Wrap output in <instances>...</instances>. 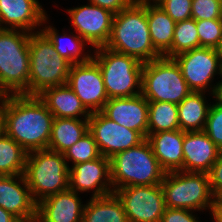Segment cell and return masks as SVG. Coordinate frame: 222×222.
Masks as SVG:
<instances>
[{
	"instance_id": "1",
	"label": "cell",
	"mask_w": 222,
	"mask_h": 222,
	"mask_svg": "<svg viewBox=\"0 0 222 222\" xmlns=\"http://www.w3.org/2000/svg\"><path fill=\"white\" fill-rule=\"evenodd\" d=\"M54 118L39 96H2V130L27 153L48 149Z\"/></svg>"
},
{
	"instance_id": "2",
	"label": "cell",
	"mask_w": 222,
	"mask_h": 222,
	"mask_svg": "<svg viewBox=\"0 0 222 222\" xmlns=\"http://www.w3.org/2000/svg\"><path fill=\"white\" fill-rule=\"evenodd\" d=\"M105 47L146 63L161 57L154 49L147 21V4L133 2L115 14Z\"/></svg>"
},
{
	"instance_id": "3",
	"label": "cell",
	"mask_w": 222,
	"mask_h": 222,
	"mask_svg": "<svg viewBox=\"0 0 222 222\" xmlns=\"http://www.w3.org/2000/svg\"><path fill=\"white\" fill-rule=\"evenodd\" d=\"M30 33L0 29V96L29 95Z\"/></svg>"
},
{
	"instance_id": "4",
	"label": "cell",
	"mask_w": 222,
	"mask_h": 222,
	"mask_svg": "<svg viewBox=\"0 0 222 222\" xmlns=\"http://www.w3.org/2000/svg\"><path fill=\"white\" fill-rule=\"evenodd\" d=\"M113 190L127 186L161 184L165 171L145 138L137 146L116 153L110 158Z\"/></svg>"
},
{
	"instance_id": "5",
	"label": "cell",
	"mask_w": 222,
	"mask_h": 222,
	"mask_svg": "<svg viewBox=\"0 0 222 222\" xmlns=\"http://www.w3.org/2000/svg\"><path fill=\"white\" fill-rule=\"evenodd\" d=\"M29 96L67 84L71 63L56 53L53 43L42 32L30 33Z\"/></svg>"
},
{
	"instance_id": "6",
	"label": "cell",
	"mask_w": 222,
	"mask_h": 222,
	"mask_svg": "<svg viewBox=\"0 0 222 222\" xmlns=\"http://www.w3.org/2000/svg\"><path fill=\"white\" fill-rule=\"evenodd\" d=\"M92 59L99 65L108 99L141 94L143 62L105 46L94 49Z\"/></svg>"
},
{
	"instance_id": "7",
	"label": "cell",
	"mask_w": 222,
	"mask_h": 222,
	"mask_svg": "<svg viewBox=\"0 0 222 222\" xmlns=\"http://www.w3.org/2000/svg\"><path fill=\"white\" fill-rule=\"evenodd\" d=\"M24 176L36 203L69 189V167L63 153L49 149L29 152Z\"/></svg>"
},
{
	"instance_id": "8",
	"label": "cell",
	"mask_w": 222,
	"mask_h": 222,
	"mask_svg": "<svg viewBox=\"0 0 222 222\" xmlns=\"http://www.w3.org/2000/svg\"><path fill=\"white\" fill-rule=\"evenodd\" d=\"M191 92L174 58L161 56L143 64L141 94L148 102L178 105Z\"/></svg>"
},
{
	"instance_id": "9",
	"label": "cell",
	"mask_w": 222,
	"mask_h": 222,
	"mask_svg": "<svg viewBox=\"0 0 222 222\" xmlns=\"http://www.w3.org/2000/svg\"><path fill=\"white\" fill-rule=\"evenodd\" d=\"M161 187L165 206L193 211H209L215 198L208 173L173 171L165 173Z\"/></svg>"
},
{
	"instance_id": "10",
	"label": "cell",
	"mask_w": 222,
	"mask_h": 222,
	"mask_svg": "<svg viewBox=\"0 0 222 222\" xmlns=\"http://www.w3.org/2000/svg\"><path fill=\"white\" fill-rule=\"evenodd\" d=\"M173 58L179 64L188 87L193 92H206L213 98L215 84L218 83H213L214 77H221L222 69L217 50L198 47L177 54Z\"/></svg>"
},
{
	"instance_id": "11",
	"label": "cell",
	"mask_w": 222,
	"mask_h": 222,
	"mask_svg": "<svg viewBox=\"0 0 222 222\" xmlns=\"http://www.w3.org/2000/svg\"><path fill=\"white\" fill-rule=\"evenodd\" d=\"M113 193L122 203L129 222H160L166 208L161 184L127 186Z\"/></svg>"
},
{
	"instance_id": "12",
	"label": "cell",
	"mask_w": 222,
	"mask_h": 222,
	"mask_svg": "<svg viewBox=\"0 0 222 222\" xmlns=\"http://www.w3.org/2000/svg\"><path fill=\"white\" fill-rule=\"evenodd\" d=\"M71 26L90 48L104 47L111 34L115 14L110 10L88 3L66 9Z\"/></svg>"
},
{
	"instance_id": "13",
	"label": "cell",
	"mask_w": 222,
	"mask_h": 222,
	"mask_svg": "<svg viewBox=\"0 0 222 222\" xmlns=\"http://www.w3.org/2000/svg\"><path fill=\"white\" fill-rule=\"evenodd\" d=\"M67 85L90 112H100L109 100L99 65L91 58L71 65Z\"/></svg>"
},
{
	"instance_id": "14",
	"label": "cell",
	"mask_w": 222,
	"mask_h": 222,
	"mask_svg": "<svg viewBox=\"0 0 222 222\" xmlns=\"http://www.w3.org/2000/svg\"><path fill=\"white\" fill-rule=\"evenodd\" d=\"M89 132L97 144L100 154L112 158L116 153L137 146L144 138L137 132L125 128L107 118L101 111L91 113Z\"/></svg>"
},
{
	"instance_id": "15",
	"label": "cell",
	"mask_w": 222,
	"mask_h": 222,
	"mask_svg": "<svg viewBox=\"0 0 222 222\" xmlns=\"http://www.w3.org/2000/svg\"><path fill=\"white\" fill-rule=\"evenodd\" d=\"M69 189L78 194L92 192L91 198L112 194L110 158L101 155L97 159L70 167Z\"/></svg>"
},
{
	"instance_id": "16",
	"label": "cell",
	"mask_w": 222,
	"mask_h": 222,
	"mask_svg": "<svg viewBox=\"0 0 222 222\" xmlns=\"http://www.w3.org/2000/svg\"><path fill=\"white\" fill-rule=\"evenodd\" d=\"M0 207L21 222L36 220L37 203L32 198L24 174L0 175Z\"/></svg>"
},
{
	"instance_id": "17",
	"label": "cell",
	"mask_w": 222,
	"mask_h": 222,
	"mask_svg": "<svg viewBox=\"0 0 222 222\" xmlns=\"http://www.w3.org/2000/svg\"><path fill=\"white\" fill-rule=\"evenodd\" d=\"M40 4L39 0H0V29L41 31L48 14Z\"/></svg>"
},
{
	"instance_id": "18",
	"label": "cell",
	"mask_w": 222,
	"mask_h": 222,
	"mask_svg": "<svg viewBox=\"0 0 222 222\" xmlns=\"http://www.w3.org/2000/svg\"><path fill=\"white\" fill-rule=\"evenodd\" d=\"M117 124L137 131L144 139L148 134V101L142 94L111 98L101 111Z\"/></svg>"
},
{
	"instance_id": "19",
	"label": "cell",
	"mask_w": 222,
	"mask_h": 222,
	"mask_svg": "<svg viewBox=\"0 0 222 222\" xmlns=\"http://www.w3.org/2000/svg\"><path fill=\"white\" fill-rule=\"evenodd\" d=\"M71 189L58 192L37 203V222H82L85 203Z\"/></svg>"
},
{
	"instance_id": "20",
	"label": "cell",
	"mask_w": 222,
	"mask_h": 222,
	"mask_svg": "<svg viewBox=\"0 0 222 222\" xmlns=\"http://www.w3.org/2000/svg\"><path fill=\"white\" fill-rule=\"evenodd\" d=\"M222 151L202 131H184V172L209 173Z\"/></svg>"
},
{
	"instance_id": "21",
	"label": "cell",
	"mask_w": 222,
	"mask_h": 222,
	"mask_svg": "<svg viewBox=\"0 0 222 222\" xmlns=\"http://www.w3.org/2000/svg\"><path fill=\"white\" fill-rule=\"evenodd\" d=\"M146 139L159 165L166 173L184 171V131L179 129L147 134Z\"/></svg>"
},
{
	"instance_id": "22",
	"label": "cell",
	"mask_w": 222,
	"mask_h": 222,
	"mask_svg": "<svg viewBox=\"0 0 222 222\" xmlns=\"http://www.w3.org/2000/svg\"><path fill=\"white\" fill-rule=\"evenodd\" d=\"M38 96L55 118L89 119L91 115L67 84L47 88Z\"/></svg>"
},
{
	"instance_id": "23",
	"label": "cell",
	"mask_w": 222,
	"mask_h": 222,
	"mask_svg": "<svg viewBox=\"0 0 222 222\" xmlns=\"http://www.w3.org/2000/svg\"><path fill=\"white\" fill-rule=\"evenodd\" d=\"M49 17H47L42 25H44L41 31L48 37L53 43L56 53L61 57L69 61L72 65L76 63H84L92 58V48L85 52L86 45H89L83 38L74 32H68L64 30L63 33H59L53 24L48 25ZM53 26V27H52ZM89 52V53H88Z\"/></svg>"
},
{
	"instance_id": "24",
	"label": "cell",
	"mask_w": 222,
	"mask_h": 222,
	"mask_svg": "<svg viewBox=\"0 0 222 222\" xmlns=\"http://www.w3.org/2000/svg\"><path fill=\"white\" fill-rule=\"evenodd\" d=\"M147 21L154 49L171 58L176 22L157 3H147Z\"/></svg>"
},
{
	"instance_id": "25",
	"label": "cell",
	"mask_w": 222,
	"mask_h": 222,
	"mask_svg": "<svg viewBox=\"0 0 222 222\" xmlns=\"http://www.w3.org/2000/svg\"><path fill=\"white\" fill-rule=\"evenodd\" d=\"M210 103L206 92H191L178 105L179 129L185 132L204 130Z\"/></svg>"
},
{
	"instance_id": "26",
	"label": "cell",
	"mask_w": 222,
	"mask_h": 222,
	"mask_svg": "<svg viewBox=\"0 0 222 222\" xmlns=\"http://www.w3.org/2000/svg\"><path fill=\"white\" fill-rule=\"evenodd\" d=\"M88 131V119L54 118L48 149L64 153Z\"/></svg>"
},
{
	"instance_id": "27",
	"label": "cell",
	"mask_w": 222,
	"mask_h": 222,
	"mask_svg": "<svg viewBox=\"0 0 222 222\" xmlns=\"http://www.w3.org/2000/svg\"><path fill=\"white\" fill-rule=\"evenodd\" d=\"M89 198L85 203L82 222H129L122 203L114 193Z\"/></svg>"
},
{
	"instance_id": "28",
	"label": "cell",
	"mask_w": 222,
	"mask_h": 222,
	"mask_svg": "<svg viewBox=\"0 0 222 222\" xmlns=\"http://www.w3.org/2000/svg\"><path fill=\"white\" fill-rule=\"evenodd\" d=\"M27 155L16 141L0 131V175L24 174Z\"/></svg>"
},
{
	"instance_id": "29",
	"label": "cell",
	"mask_w": 222,
	"mask_h": 222,
	"mask_svg": "<svg viewBox=\"0 0 222 222\" xmlns=\"http://www.w3.org/2000/svg\"><path fill=\"white\" fill-rule=\"evenodd\" d=\"M179 130L177 104L148 102V134Z\"/></svg>"
},
{
	"instance_id": "30",
	"label": "cell",
	"mask_w": 222,
	"mask_h": 222,
	"mask_svg": "<svg viewBox=\"0 0 222 222\" xmlns=\"http://www.w3.org/2000/svg\"><path fill=\"white\" fill-rule=\"evenodd\" d=\"M200 47L195 19H188L175 24L171 58L185 51Z\"/></svg>"
},
{
	"instance_id": "31",
	"label": "cell",
	"mask_w": 222,
	"mask_h": 222,
	"mask_svg": "<svg viewBox=\"0 0 222 222\" xmlns=\"http://www.w3.org/2000/svg\"><path fill=\"white\" fill-rule=\"evenodd\" d=\"M63 155L69 168L78 163H85L101 156L95 139L89 131L68 148ZM69 162H72L73 165L70 166Z\"/></svg>"
},
{
	"instance_id": "32",
	"label": "cell",
	"mask_w": 222,
	"mask_h": 222,
	"mask_svg": "<svg viewBox=\"0 0 222 222\" xmlns=\"http://www.w3.org/2000/svg\"><path fill=\"white\" fill-rule=\"evenodd\" d=\"M200 47L216 49L222 40V18L196 20Z\"/></svg>"
},
{
	"instance_id": "33",
	"label": "cell",
	"mask_w": 222,
	"mask_h": 222,
	"mask_svg": "<svg viewBox=\"0 0 222 222\" xmlns=\"http://www.w3.org/2000/svg\"><path fill=\"white\" fill-rule=\"evenodd\" d=\"M210 105L204 132L222 151V106L212 102Z\"/></svg>"
},
{
	"instance_id": "34",
	"label": "cell",
	"mask_w": 222,
	"mask_h": 222,
	"mask_svg": "<svg viewBox=\"0 0 222 222\" xmlns=\"http://www.w3.org/2000/svg\"><path fill=\"white\" fill-rule=\"evenodd\" d=\"M157 4L176 23L191 19L192 0H160Z\"/></svg>"
},
{
	"instance_id": "35",
	"label": "cell",
	"mask_w": 222,
	"mask_h": 222,
	"mask_svg": "<svg viewBox=\"0 0 222 222\" xmlns=\"http://www.w3.org/2000/svg\"><path fill=\"white\" fill-rule=\"evenodd\" d=\"M191 18L195 20L222 18L219 0H192Z\"/></svg>"
},
{
	"instance_id": "36",
	"label": "cell",
	"mask_w": 222,
	"mask_h": 222,
	"mask_svg": "<svg viewBox=\"0 0 222 222\" xmlns=\"http://www.w3.org/2000/svg\"><path fill=\"white\" fill-rule=\"evenodd\" d=\"M195 212L193 210L166 207L160 222H200Z\"/></svg>"
},
{
	"instance_id": "37",
	"label": "cell",
	"mask_w": 222,
	"mask_h": 222,
	"mask_svg": "<svg viewBox=\"0 0 222 222\" xmlns=\"http://www.w3.org/2000/svg\"><path fill=\"white\" fill-rule=\"evenodd\" d=\"M208 174L211 191L214 198H216L220 193H222V153L218 157L217 161L212 165Z\"/></svg>"
},
{
	"instance_id": "38",
	"label": "cell",
	"mask_w": 222,
	"mask_h": 222,
	"mask_svg": "<svg viewBox=\"0 0 222 222\" xmlns=\"http://www.w3.org/2000/svg\"><path fill=\"white\" fill-rule=\"evenodd\" d=\"M87 1L101 8L108 9L114 14L119 13L121 10L129 7L134 2V0H87Z\"/></svg>"
},
{
	"instance_id": "39",
	"label": "cell",
	"mask_w": 222,
	"mask_h": 222,
	"mask_svg": "<svg viewBox=\"0 0 222 222\" xmlns=\"http://www.w3.org/2000/svg\"><path fill=\"white\" fill-rule=\"evenodd\" d=\"M213 222H222V206L215 200L210 210Z\"/></svg>"
},
{
	"instance_id": "40",
	"label": "cell",
	"mask_w": 222,
	"mask_h": 222,
	"mask_svg": "<svg viewBox=\"0 0 222 222\" xmlns=\"http://www.w3.org/2000/svg\"><path fill=\"white\" fill-rule=\"evenodd\" d=\"M0 222H21V221L13 214L0 207Z\"/></svg>"
},
{
	"instance_id": "41",
	"label": "cell",
	"mask_w": 222,
	"mask_h": 222,
	"mask_svg": "<svg viewBox=\"0 0 222 222\" xmlns=\"http://www.w3.org/2000/svg\"><path fill=\"white\" fill-rule=\"evenodd\" d=\"M213 100L215 103L222 106V80H219L216 84V88L213 93Z\"/></svg>"
},
{
	"instance_id": "42",
	"label": "cell",
	"mask_w": 222,
	"mask_h": 222,
	"mask_svg": "<svg viewBox=\"0 0 222 222\" xmlns=\"http://www.w3.org/2000/svg\"><path fill=\"white\" fill-rule=\"evenodd\" d=\"M160 0H134L135 3L147 4V3H158Z\"/></svg>"
},
{
	"instance_id": "43",
	"label": "cell",
	"mask_w": 222,
	"mask_h": 222,
	"mask_svg": "<svg viewBox=\"0 0 222 222\" xmlns=\"http://www.w3.org/2000/svg\"><path fill=\"white\" fill-rule=\"evenodd\" d=\"M219 59H220V63H222V40L220 41L218 47L216 48Z\"/></svg>"
},
{
	"instance_id": "44",
	"label": "cell",
	"mask_w": 222,
	"mask_h": 222,
	"mask_svg": "<svg viewBox=\"0 0 222 222\" xmlns=\"http://www.w3.org/2000/svg\"><path fill=\"white\" fill-rule=\"evenodd\" d=\"M0 131H2V96H0Z\"/></svg>"
},
{
	"instance_id": "45",
	"label": "cell",
	"mask_w": 222,
	"mask_h": 222,
	"mask_svg": "<svg viewBox=\"0 0 222 222\" xmlns=\"http://www.w3.org/2000/svg\"><path fill=\"white\" fill-rule=\"evenodd\" d=\"M215 200L222 206V193H220Z\"/></svg>"
},
{
	"instance_id": "46",
	"label": "cell",
	"mask_w": 222,
	"mask_h": 222,
	"mask_svg": "<svg viewBox=\"0 0 222 222\" xmlns=\"http://www.w3.org/2000/svg\"><path fill=\"white\" fill-rule=\"evenodd\" d=\"M220 3V10H221V17H222V0H219Z\"/></svg>"
},
{
	"instance_id": "47",
	"label": "cell",
	"mask_w": 222,
	"mask_h": 222,
	"mask_svg": "<svg viewBox=\"0 0 222 222\" xmlns=\"http://www.w3.org/2000/svg\"><path fill=\"white\" fill-rule=\"evenodd\" d=\"M221 66H222V63H221ZM218 78H221V80H222V69H221V77H218Z\"/></svg>"
}]
</instances>
